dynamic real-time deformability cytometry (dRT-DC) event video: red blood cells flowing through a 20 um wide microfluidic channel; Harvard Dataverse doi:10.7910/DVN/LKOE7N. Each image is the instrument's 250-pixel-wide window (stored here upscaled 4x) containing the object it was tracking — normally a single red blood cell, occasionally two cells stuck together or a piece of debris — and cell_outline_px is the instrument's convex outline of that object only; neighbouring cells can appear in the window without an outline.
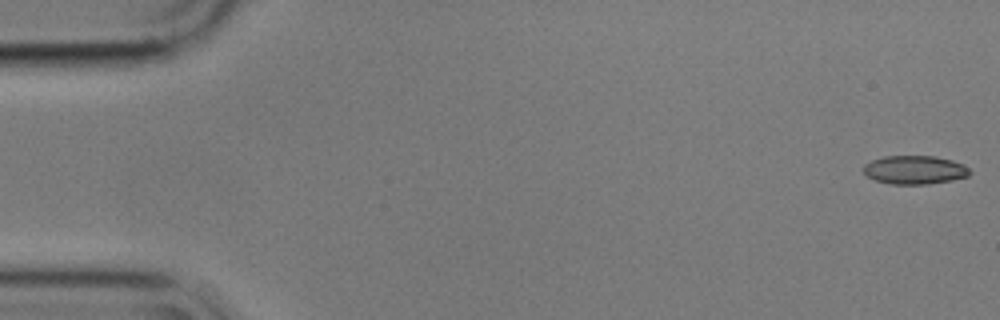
{"species": "common noctule bat (a hibernating species)", "species_latin": "Nyctalus noctula", "temperature_condition": "cold", "stored_images_in_passage": 56, "camera_frame_rate_fps": 3000, "um_per_image_px": 0.085, "animal": {"sex": "male", "body_mass_g": 17.9}, "frame": {"image": 1, "passage_image": 1, "time_ms": 0.0, "image_size_px": [1000, 320], "cell_outline_px": [[972, 172], [968, 176], [952, 180], [928, 184], [892, 184], [876, 180], [868, 176], [864, 172], [864, 164], [872, 160], [884, 156], [936, 156], [952, 160], [968, 168]], "centroid_in_image_um": [77.75, 14.43], "position_along_channel_um": 7.2, "area_um2": 17.57}}
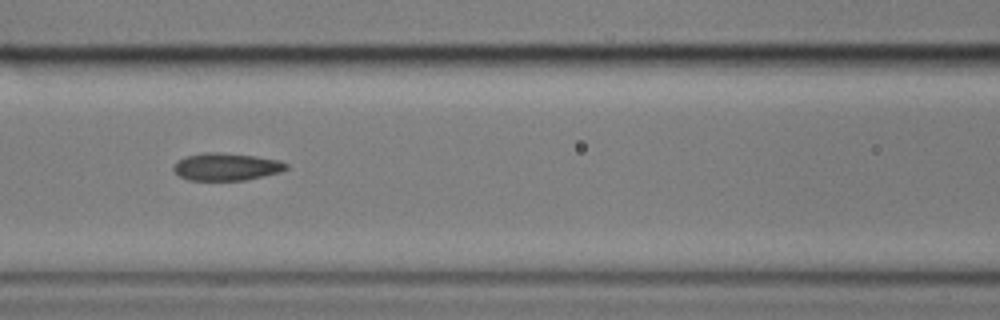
{"frame": {"image": 2, "passage_image": 24, "time_ms": 7.667, "image_size_px": [1000, 320], "cell_outline_px": [[288, 168], [280, 172], [244, 180], [188, 180], [180, 176], [172, 168], [184, 156], [204, 152], [220, 152], [256, 156], [280, 160], [288, 164]], "centroid_in_image_um": [19.26, 14.16], "position_along_channel_um": 147.3, "area_um2": 17.98}}
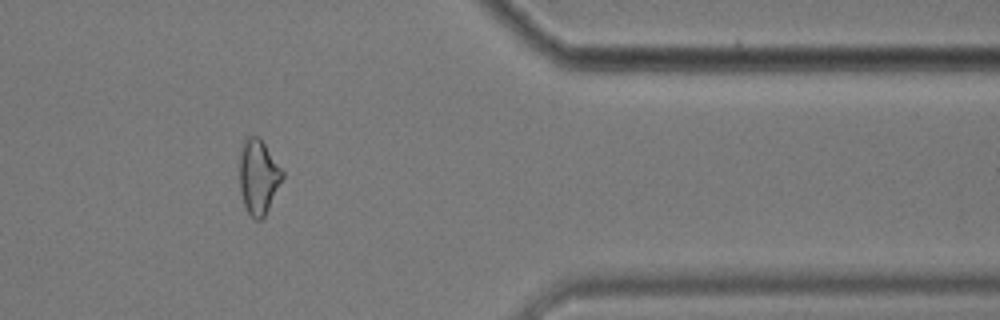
{"frame": {"image": 3, "passage_image": 46, "time_ms": 15.0, "image_size_px": [1000, 320], "cell_outline_px": [[284, 176], [264, 216], [260, 220], [256, 220], [248, 212], [244, 204], [240, 192], [240, 148], [244, 136], [256, 136], [264, 144], [284, 172]], "centroid_in_image_um": [21.94, 15.0], "position_along_channel_um": 389.5, "area_um2": 18.38}, "authors_computed_cell_mechanics": {"area_um2": 18.4093, "velocity_mm_per_s": 3.58, "shape_relaxation_time_tau1_ms": null, "shape_relaxation_time_tau2_ms": 3.8343, "deformation_change_tau1": null, "deformation_change_tau2": 0.1049}}